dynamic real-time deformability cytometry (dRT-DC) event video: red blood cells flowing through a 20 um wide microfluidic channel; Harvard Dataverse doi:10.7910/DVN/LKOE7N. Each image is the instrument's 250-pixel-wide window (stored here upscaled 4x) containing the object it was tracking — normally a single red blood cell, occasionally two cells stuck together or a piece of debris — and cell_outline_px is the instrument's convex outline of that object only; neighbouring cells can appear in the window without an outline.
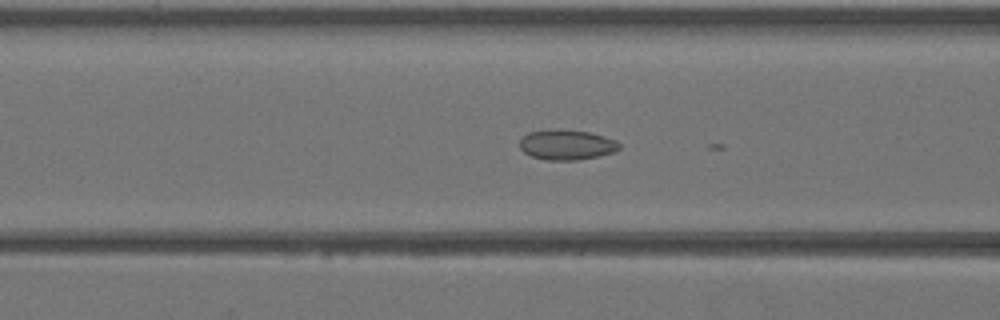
{"species": "Egyptian fruit bat (a non-hibernating species)", "species_latin": "Rousettus aegyptiacus", "temperature_condition": "warm", "stored_images_in_passage": 32, "camera_frame_rate_fps": 3000, "um_per_image_px": 0.085, "animal": {"sex": "female"}, "frame": {"image": 1, "passage_image": 17, "time_ms": 5.333, "image_size_px": [1000, 320], "cell_outline_px": [[620, 148], [612, 152], [600, 156], [576, 160], [548, 160], [532, 156], [524, 152], [520, 148], [520, 140], [528, 132], [556, 128], [560, 128], [588, 132], [604, 136], [616, 140], [620, 144]], "centroid_in_image_um": [48.16, 12.29], "position_along_channel_um": 118.4, "area_um2": 17.57}}
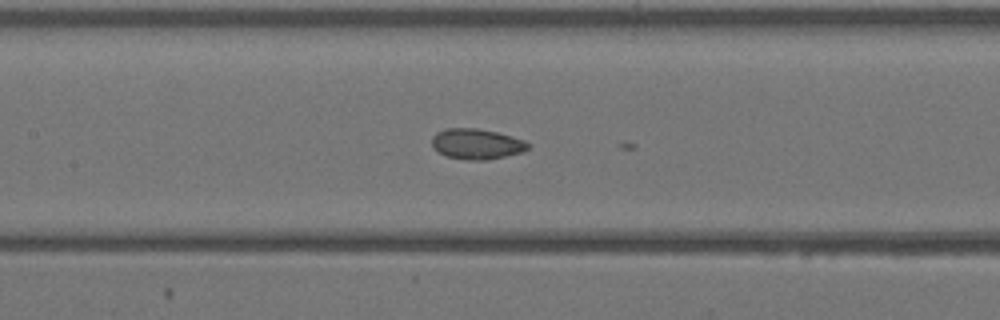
{"frame": {"image": 2, "passage_image": 20, "time_ms": 6.333, "image_size_px": [1000, 320], "cell_outline_px": [[528, 148], [520, 152], [504, 156], [484, 160], [468, 160], [448, 156], [432, 148], [432, 136], [436, 132], [444, 128], [476, 128], [496, 132], [512, 136], [524, 140], [528, 144]], "centroid_in_image_um": [40.46, 12.22], "position_along_channel_um": 166.9, "area_um2": 16.88}}